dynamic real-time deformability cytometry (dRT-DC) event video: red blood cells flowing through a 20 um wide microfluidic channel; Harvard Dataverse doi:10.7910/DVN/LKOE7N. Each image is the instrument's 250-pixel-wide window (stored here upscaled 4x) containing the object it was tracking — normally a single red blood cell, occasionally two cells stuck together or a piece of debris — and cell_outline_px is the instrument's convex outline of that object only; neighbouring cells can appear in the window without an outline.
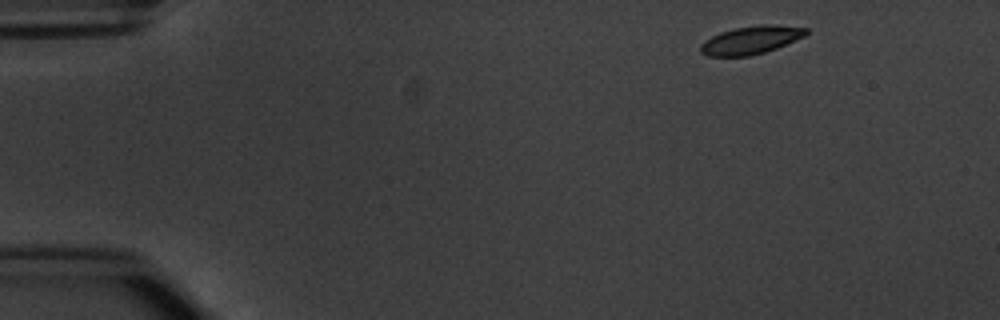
{"species": "common noctule bat (a hibernating species)", "species_latin": "Nyctalus noctula", "temperature_condition": "warm", "stored_images_in_passage": 4, "camera_frame_rate_fps": 3000, "um_per_image_px": 0.085, "animal": {"sex": "male", "body_mass_g": 20.1, "forearm_length_mm": 53.5}, "frame": {"image": 1, "passage_image": 1, "time_ms": 0.0, "image_size_px": [1000, 320], "cell_outline_px": [[808, 32], [804, 36], [776, 48], [764, 52], [748, 56], [708, 56], [700, 52], [700, 44], [712, 36], [720, 32], [732, 28], [764, 24], [768, 24], [808, 28]], "centroid_in_image_um": [63.8, 3.4], "position_along_channel_um": 21.2, "area_um2": 17.11}}
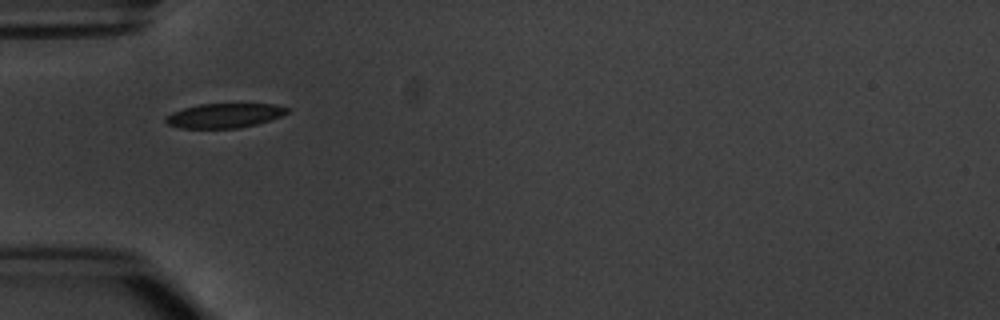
{"frame": {"image": 2, "passage_image": 4, "time_ms": 3.667, "image_size_px": [1000, 320], "cell_outline_px": [[288, 112], [280, 116], [256, 124], [240, 128], [180, 128], [168, 124], [164, 120], [172, 112], [184, 108], [200, 104], [276, 104], [288, 108]], "centroid_in_image_um": [19.06, 9.82], "position_along_channel_um": 65.9, "area_um2": 17.11}}